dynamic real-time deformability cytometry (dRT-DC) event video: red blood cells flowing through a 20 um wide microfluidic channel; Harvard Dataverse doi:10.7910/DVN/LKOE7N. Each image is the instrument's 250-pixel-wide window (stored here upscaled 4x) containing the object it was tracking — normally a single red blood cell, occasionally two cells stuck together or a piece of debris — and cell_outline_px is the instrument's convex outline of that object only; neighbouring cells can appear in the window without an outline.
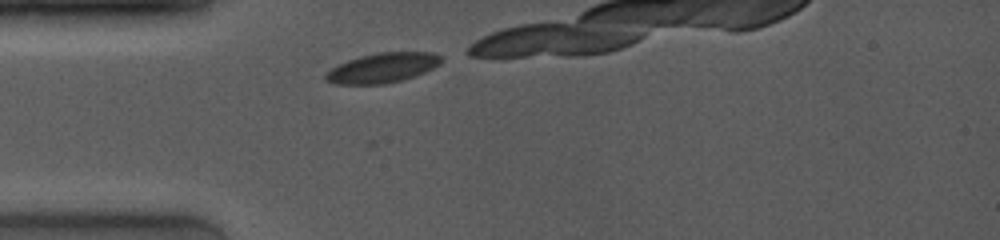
{"species": "common noctule bat (a hibernating species)", "species_latin": "Nyctalus noctula", "temperature_condition": "room temperature", "stored_images_in_passage": 7, "camera_frame_rate_fps": 4000, "um_per_image_px": 0.085, "animal": {"sex": "female", "body_mass_g": 19.0, "forearm_length_mm": 53.3}, "frame": {"image": 1, "passage_image": 1, "time_ms": 0.0, "image_size_px": [1000, 240], "cell_outline_px": [[440, 64], [424, 72], [400, 80], [384, 84], [332, 84], [324, 80], [324, 76], [332, 68], [348, 60], [360, 56], [376, 52], [432, 52], [440, 56]], "centroid_in_image_um": [32.47, 5.76], "position_along_channel_um": 52.5, "area_um2": 19.83}}